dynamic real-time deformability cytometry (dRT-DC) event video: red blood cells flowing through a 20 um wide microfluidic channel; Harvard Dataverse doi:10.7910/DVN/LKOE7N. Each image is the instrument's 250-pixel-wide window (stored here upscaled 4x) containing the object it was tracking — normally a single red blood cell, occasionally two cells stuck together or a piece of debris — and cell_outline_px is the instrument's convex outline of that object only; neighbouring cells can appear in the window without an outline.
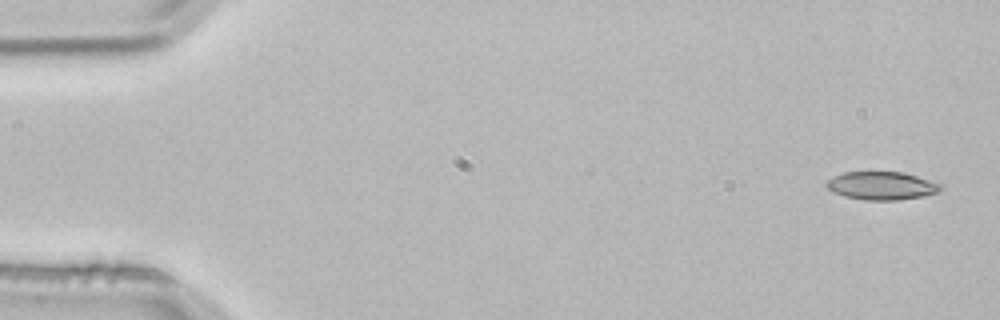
{"species": "common noctule bat (a hibernating species)", "species_latin": "Nyctalus noctula", "temperature_condition": "room temperature", "stored_images_in_passage": 3, "camera_frame_rate_fps": 3000, "um_per_image_px": 0.085, "animal": {"sex": "male", "body_mass_g": 21.5, "forearm_length_mm": 52.0}, "frame": {"image": 1, "passage_image": 1, "time_ms": 0.0, "image_size_px": [1000, 320], "cell_outline_px": [[944, 188], [936, 192], [924, 196], [896, 200], [864, 200], [844, 196], [832, 192], [824, 184], [832, 176], [844, 172], [904, 172], [944, 184]], "centroid_in_image_um": [74.95, 15.78], "position_along_channel_um": 10.1, "area_um2": 18.9}}
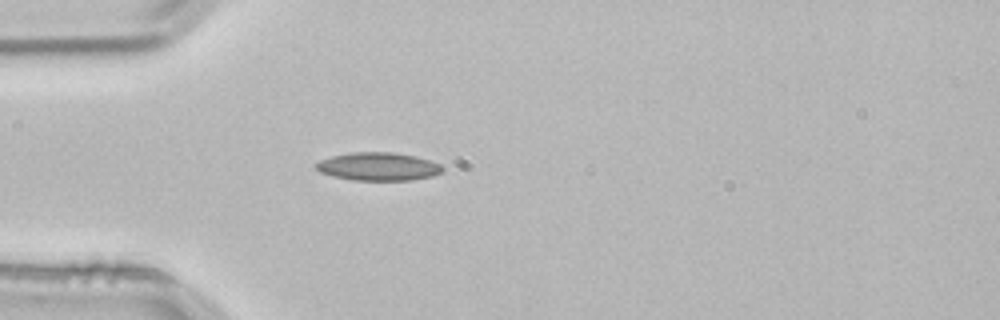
{"frame": {"image": 2, "passage_image": 3, "time_ms": 0.667, "image_size_px": [1000, 320], "cell_outline_px": [[444, 172], [432, 176], [412, 180], [352, 180], [332, 176], [320, 172], [316, 168], [316, 164], [320, 160], [332, 156], [352, 152], [396, 152], [416, 156], [440, 164], [444, 168]], "centroid_in_image_um": [32.18, 14.15], "position_along_channel_um": 52.8, "area_um2": 20.81}}